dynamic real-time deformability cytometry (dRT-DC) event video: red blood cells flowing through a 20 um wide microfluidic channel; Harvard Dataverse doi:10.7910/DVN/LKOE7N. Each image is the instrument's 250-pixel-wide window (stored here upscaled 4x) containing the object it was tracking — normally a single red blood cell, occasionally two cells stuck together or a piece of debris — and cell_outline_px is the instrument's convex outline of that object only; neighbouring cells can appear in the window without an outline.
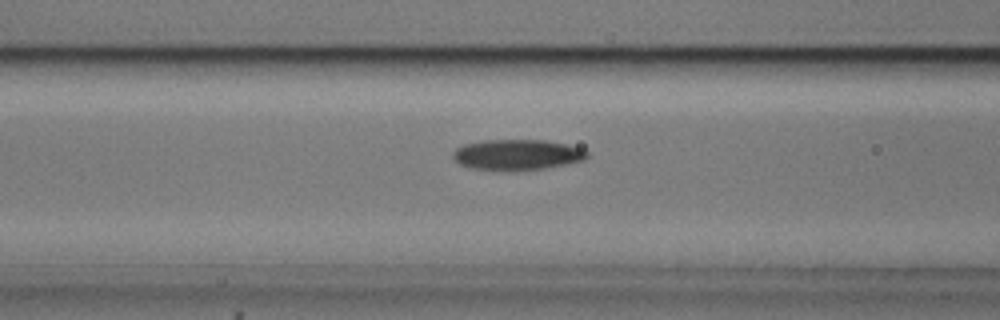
{"species": "common noctule bat (a hibernating species)", "species_latin": "Nyctalus noctula", "temperature_condition": "cold", "stored_images_in_passage": 38, "camera_frame_rate_fps": 3000, "um_per_image_px": 0.085, "animal": {"sex": "male", "body_mass_g": 20.5, "forearm_length_mm": 52.5}, "frame": {"image": 1, "passage_image": 5, "time_ms": 1.333, "image_size_px": [1000, 320], "cell_outline_px": [[588, 156], [584, 160], [544, 168], [516, 172], [504, 172], [468, 168], [460, 164], [452, 156], [452, 152], [456, 148], [464, 144], [484, 140], [544, 140], [564, 144], [580, 148], [588, 152]], "centroid_in_image_um": [43.89, 13.18], "position_along_channel_um": 122.7, "area_um2": 24.28}}
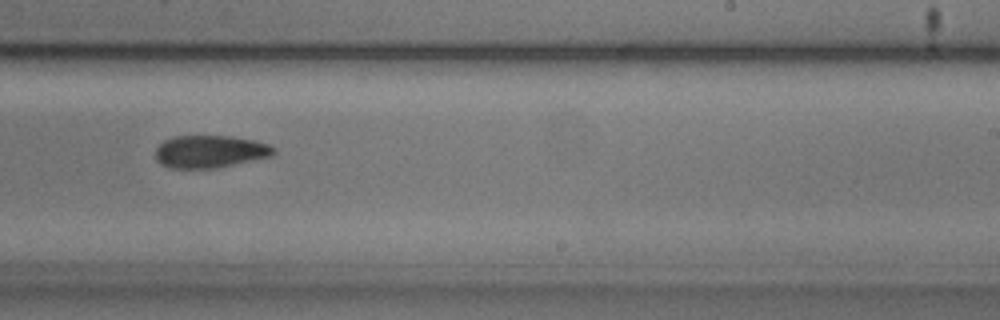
{"frame": {"image": 2, "passage_image": 17, "time_ms": 5.333, "image_size_px": [1000, 320], "cell_outline_px": [[276, 152], [272, 156], [216, 168], [168, 168], [160, 164], [156, 160], [156, 148], [164, 140], [176, 136], [232, 136], [256, 140], [268, 144], [276, 148]], "centroid_in_image_um": [17.87, 12.88], "position_along_channel_um": 271.1, "area_um2": 22.54}}
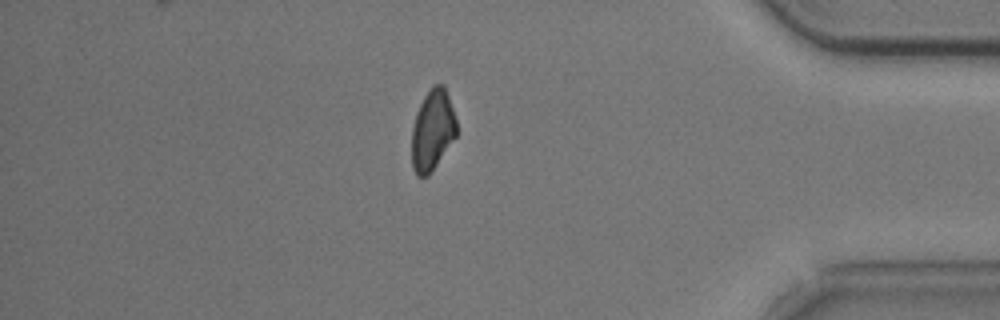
{"frame": {"image": 3, "passage_image": 30, "time_ms": 9.667, "image_size_px": [1000, 320], "cell_outline_px": [[456, 136], [432, 172], [428, 176], [416, 176], [412, 168], [412, 128], [416, 112], [424, 96], [432, 84], [444, 84], [456, 120]], "centroid_in_image_um": [36.75, 11.07], "position_along_channel_um": 398.5, "area_um2": 21.15}}